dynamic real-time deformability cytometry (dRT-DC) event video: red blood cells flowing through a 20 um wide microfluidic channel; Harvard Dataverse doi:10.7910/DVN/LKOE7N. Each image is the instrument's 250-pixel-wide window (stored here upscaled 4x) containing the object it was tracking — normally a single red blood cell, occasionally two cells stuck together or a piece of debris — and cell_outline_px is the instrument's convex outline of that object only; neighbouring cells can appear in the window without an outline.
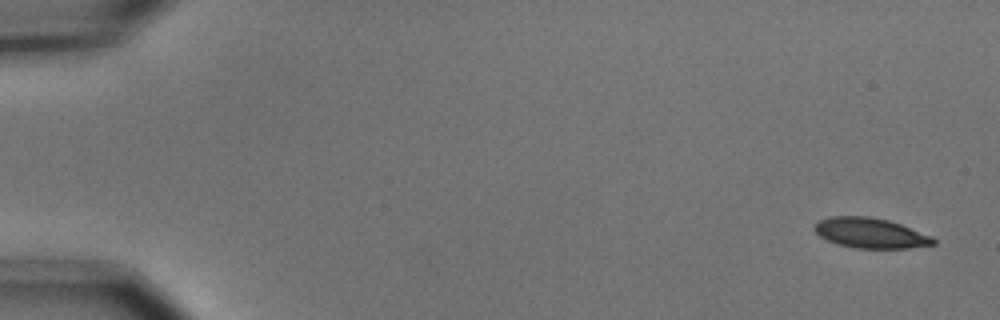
{"species": "common noctule bat (a hibernating species)", "species_latin": "Nyctalus noctula", "temperature_condition": "cold", "stored_images_in_passage": 6, "camera_frame_rate_fps": 3000, "um_per_image_px": 0.085, "animal": {"sex": "male", "body_mass_g": 15.6}, "frame": {"image": 1, "passage_image": 1, "time_ms": 0.0, "image_size_px": [1000, 320], "cell_outline_px": [[936, 244], [908, 248], [856, 248], [836, 244], [820, 236], [812, 228], [820, 220], [828, 216], [868, 216], [888, 220], [900, 224], [932, 236], [936, 240]], "centroid_in_image_um": [73.98, 19.8], "position_along_channel_um": 11.0, "area_um2": 20.87}}
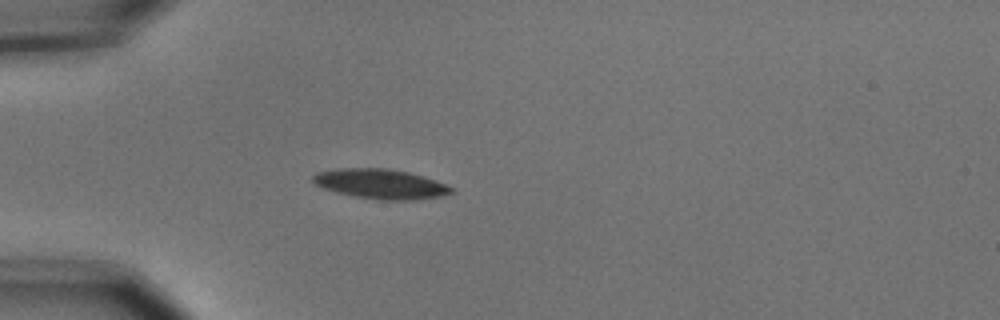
{"frame": {"image": 2, "passage_image": 5, "time_ms": 1.333, "image_size_px": [1000, 320], "cell_outline_px": [[456, 192], [440, 196], [416, 200], [380, 200], [356, 196], [336, 192], [324, 188], [316, 184], [312, 180], [312, 176], [316, 172], [340, 168], [388, 168], [408, 172], [436, 180], [452, 188]], "centroid_in_image_um": [32.36, 15.63], "position_along_channel_um": 52.6, "area_um2": 23.93}}